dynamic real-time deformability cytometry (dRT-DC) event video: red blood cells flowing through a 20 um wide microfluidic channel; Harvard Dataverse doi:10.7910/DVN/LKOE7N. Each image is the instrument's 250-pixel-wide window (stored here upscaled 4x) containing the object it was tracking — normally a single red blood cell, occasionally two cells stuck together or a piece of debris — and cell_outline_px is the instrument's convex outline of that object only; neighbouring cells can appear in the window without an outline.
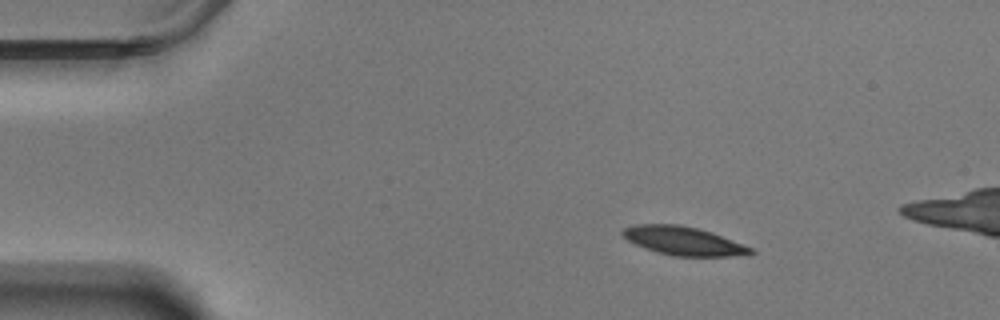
{"species": "Egyptian fruit bat (a non-hibernating species)", "species_latin": "Rousettus aegyptiacus", "temperature_condition": "warm", "stored_images_in_passage": 51, "camera_frame_rate_fps": 3000, "um_per_image_px": 0.085, "animal": {"sex": "male"}, "frame": {"image": 1, "passage_image": 1, "time_ms": 0.0, "image_size_px": [1000, 320], "cell_outline_px": [[756, 252], [748, 256], [672, 256], [656, 252], [644, 248], [628, 240], [620, 232], [624, 228], [636, 224], [680, 224], [712, 232], [752, 248]], "centroid_in_image_um": [58.11, 20.48], "position_along_channel_um": 26.9, "area_um2": 21.39}}
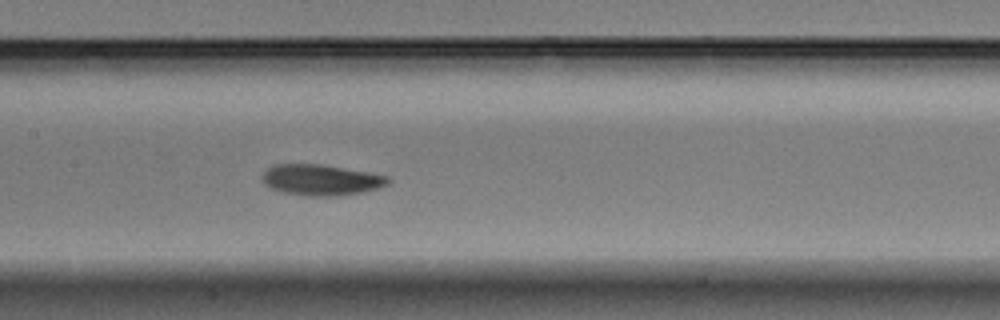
{"frame": {"image": 2, "passage_image": 20, "time_ms": 6.333, "image_size_px": [1000, 320], "cell_outline_px": [[392, 180], [388, 184], [380, 188], [360, 192], [336, 196], [308, 196], [284, 192], [272, 188], [264, 184], [260, 176], [268, 168], [276, 164], [320, 164], [368, 172], [388, 176]], "centroid_in_image_um": [27.3, 15.29], "position_along_channel_um": 180.1, "area_um2": 22.6}}
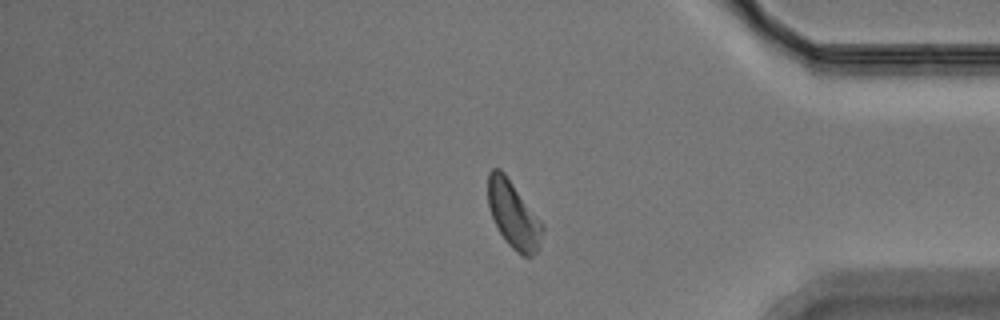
{"frame": {"image": 3, "passage_image": 40, "time_ms": 13.0, "image_size_px": [1000, 320], "cell_outline_px": [[544, 228], [540, 248], [532, 256], [524, 256], [516, 252], [508, 244], [500, 232], [492, 216], [488, 204], [488, 172], [492, 168], [500, 168], [504, 172], [544, 224]], "centroid_in_image_um": [43.67, 18.25], "position_along_channel_um": 391.5, "area_um2": 21.27}, "authors_computed_cell_mechanics": {"area_um2": 21.6172, "velocity_mm_per_s": 3.4772, "shape_relaxation_time_tau1_ms": 2.7477, "shape_relaxation_time_tau2_ms": 9.1276, "deformation_change_tau1": 0.1369, "deformation_change_tau2": 0.1634}}